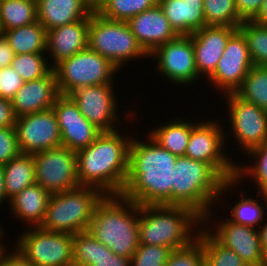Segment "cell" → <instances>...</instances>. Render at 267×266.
<instances>
[{
  "instance_id": "20",
  "label": "cell",
  "mask_w": 267,
  "mask_h": 266,
  "mask_svg": "<svg viewBox=\"0 0 267 266\" xmlns=\"http://www.w3.org/2000/svg\"><path fill=\"white\" fill-rule=\"evenodd\" d=\"M89 23L90 16L47 31L46 56L52 68L88 48Z\"/></svg>"
},
{
  "instance_id": "7",
  "label": "cell",
  "mask_w": 267,
  "mask_h": 266,
  "mask_svg": "<svg viewBox=\"0 0 267 266\" xmlns=\"http://www.w3.org/2000/svg\"><path fill=\"white\" fill-rule=\"evenodd\" d=\"M88 48L109 59L120 71L130 61L149 59L126 21L107 19L98 12L90 15Z\"/></svg>"
},
{
  "instance_id": "49",
  "label": "cell",
  "mask_w": 267,
  "mask_h": 266,
  "mask_svg": "<svg viewBox=\"0 0 267 266\" xmlns=\"http://www.w3.org/2000/svg\"><path fill=\"white\" fill-rule=\"evenodd\" d=\"M9 204V200L7 199L6 190H5V183H4V167L0 165V208L1 206ZM3 203V204H2Z\"/></svg>"
},
{
  "instance_id": "9",
  "label": "cell",
  "mask_w": 267,
  "mask_h": 266,
  "mask_svg": "<svg viewBox=\"0 0 267 266\" xmlns=\"http://www.w3.org/2000/svg\"><path fill=\"white\" fill-rule=\"evenodd\" d=\"M206 118L209 120L199 119L192 127L185 157L208 163L226 181L232 180L235 178L237 160L234 162L232 154L226 149L229 145L225 141L223 124L218 119Z\"/></svg>"
},
{
  "instance_id": "39",
  "label": "cell",
  "mask_w": 267,
  "mask_h": 266,
  "mask_svg": "<svg viewBox=\"0 0 267 266\" xmlns=\"http://www.w3.org/2000/svg\"><path fill=\"white\" fill-rule=\"evenodd\" d=\"M166 266H205V256L201 243L196 240L186 248L173 250Z\"/></svg>"
},
{
  "instance_id": "42",
  "label": "cell",
  "mask_w": 267,
  "mask_h": 266,
  "mask_svg": "<svg viewBox=\"0 0 267 266\" xmlns=\"http://www.w3.org/2000/svg\"><path fill=\"white\" fill-rule=\"evenodd\" d=\"M20 154L15 128H0V165L8 163Z\"/></svg>"
},
{
  "instance_id": "45",
  "label": "cell",
  "mask_w": 267,
  "mask_h": 266,
  "mask_svg": "<svg viewBox=\"0 0 267 266\" xmlns=\"http://www.w3.org/2000/svg\"><path fill=\"white\" fill-rule=\"evenodd\" d=\"M263 0H235L238 16L243 21L252 20L259 12Z\"/></svg>"
},
{
  "instance_id": "37",
  "label": "cell",
  "mask_w": 267,
  "mask_h": 266,
  "mask_svg": "<svg viewBox=\"0 0 267 266\" xmlns=\"http://www.w3.org/2000/svg\"><path fill=\"white\" fill-rule=\"evenodd\" d=\"M11 66L25 82L42 78L53 69L48 62L46 53L15 55Z\"/></svg>"
},
{
  "instance_id": "11",
  "label": "cell",
  "mask_w": 267,
  "mask_h": 266,
  "mask_svg": "<svg viewBox=\"0 0 267 266\" xmlns=\"http://www.w3.org/2000/svg\"><path fill=\"white\" fill-rule=\"evenodd\" d=\"M226 104V115H228V133L225 129L226 138H233L235 146H239L240 155H245L251 149L260 146L267 141V111L256 104L247 102L236 93L221 95ZM228 134L230 137H228ZM233 134V135H232ZM227 136V137H226Z\"/></svg>"
},
{
  "instance_id": "26",
  "label": "cell",
  "mask_w": 267,
  "mask_h": 266,
  "mask_svg": "<svg viewBox=\"0 0 267 266\" xmlns=\"http://www.w3.org/2000/svg\"><path fill=\"white\" fill-rule=\"evenodd\" d=\"M179 117V118H178ZM170 117L165 124L158 123V126L146 132L163 149L168 150L178 157L185 156L192 127L199 121L183 118L182 116ZM186 119V120H185ZM196 121V122H195Z\"/></svg>"
},
{
  "instance_id": "32",
  "label": "cell",
  "mask_w": 267,
  "mask_h": 266,
  "mask_svg": "<svg viewBox=\"0 0 267 266\" xmlns=\"http://www.w3.org/2000/svg\"><path fill=\"white\" fill-rule=\"evenodd\" d=\"M197 240L203 247L205 266H247L233 250L220 244L203 226Z\"/></svg>"
},
{
  "instance_id": "47",
  "label": "cell",
  "mask_w": 267,
  "mask_h": 266,
  "mask_svg": "<svg viewBox=\"0 0 267 266\" xmlns=\"http://www.w3.org/2000/svg\"><path fill=\"white\" fill-rule=\"evenodd\" d=\"M15 52L10 47L5 35L0 36V69L11 66Z\"/></svg>"
},
{
  "instance_id": "8",
  "label": "cell",
  "mask_w": 267,
  "mask_h": 266,
  "mask_svg": "<svg viewBox=\"0 0 267 266\" xmlns=\"http://www.w3.org/2000/svg\"><path fill=\"white\" fill-rule=\"evenodd\" d=\"M60 94L75 89L116 82L120 70L107 58L87 48L53 67ZM114 78V79H113ZM115 80V81H114Z\"/></svg>"
},
{
  "instance_id": "48",
  "label": "cell",
  "mask_w": 267,
  "mask_h": 266,
  "mask_svg": "<svg viewBox=\"0 0 267 266\" xmlns=\"http://www.w3.org/2000/svg\"><path fill=\"white\" fill-rule=\"evenodd\" d=\"M258 231L263 249L265 266H267V218H265L264 223L258 228Z\"/></svg>"
},
{
  "instance_id": "34",
  "label": "cell",
  "mask_w": 267,
  "mask_h": 266,
  "mask_svg": "<svg viewBox=\"0 0 267 266\" xmlns=\"http://www.w3.org/2000/svg\"><path fill=\"white\" fill-rule=\"evenodd\" d=\"M203 12L207 26L239 28L244 22L238 16L235 0H203Z\"/></svg>"
},
{
  "instance_id": "27",
  "label": "cell",
  "mask_w": 267,
  "mask_h": 266,
  "mask_svg": "<svg viewBox=\"0 0 267 266\" xmlns=\"http://www.w3.org/2000/svg\"><path fill=\"white\" fill-rule=\"evenodd\" d=\"M241 190L240 198L238 197L237 202H231L234 204L229 207L230 212L226 217L233 223L258 229L267 217V195L257 193V198H254L247 191Z\"/></svg>"
},
{
  "instance_id": "14",
  "label": "cell",
  "mask_w": 267,
  "mask_h": 266,
  "mask_svg": "<svg viewBox=\"0 0 267 266\" xmlns=\"http://www.w3.org/2000/svg\"><path fill=\"white\" fill-rule=\"evenodd\" d=\"M155 63V71L176 86L198 84L201 77L197 73L195 54L190 35H178L157 47L150 55ZM197 80V82H196Z\"/></svg>"
},
{
  "instance_id": "53",
  "label": "cell",
  "mask_w": 267,
  "mask_h": 266,
  "mask_svg": "<svg viewBox=\"0 0 267 266\" xmlns=\"http://www.w3.org/2000/svg\"><path fill=\"white\" fill-rule=\"evenodd\" d=\"M163 1H165V0H155L156 4H160Z\"/></svg>"
},
{
  "instance_id": "35",
  "label": "cell",
  "mask_w": 267,
  "mask_h": 266,
  "mask_svg": "<svg viewBox=\"0 0 267 266\" xmlns=\"http://www.w3.org/2000/svg\"><path fill=\"white\" fill-rule=\"evenodd\" d=\"M246 38L253 65L267 66V24L244 21L238 28Z\"/></svg>"
},
{
  "instance_id": "50",
  "label": "cell",
  "mask_w": 267,
  "mask_h": 266,
  "mask_svg": "<svg viewBox=\"0 0 267 266\" xmlns=\"http://www.w3.org/2000/svg\"><path fill=\"white\" fill-rule=\"evenodd\" d=\"M255 23L267 24V0H263L258 14L252 19Z\"/></svg>"
},
{
  "instance_id": "10",
  "label": "cell",
  "mask_w": 267,
  "mask_h": 266,
  "mask_svg": "<svg viewBox=\"0 0 267 266\" xmlns=\"http://www.w3.org/2000/svg\"><path fill=\"white\" fill-rule=\"evenodd\" d=\"M73 236L30 227L17 235L14 247L35 266H73Z\"/></svg>"
},
{
  "instance_id": "16",
  "label": "cell",
  "mask_w": 267,
  "mask_h": 266,
  "mask_svg": "<svg viewBox=\"0 0 267 266\" xmlns=\"http://www.w3.org/2000/svg\"><path fill=\"white\" fill-rule=\"evenodd\" d=\"M253 66L246 38L237 29L227 41L215 71L205 82H208L211 86L213 85L212 90L216 88L217 92L224 95L235 93Z\"/></svg>"
},
{
  "instance_id": "28",
  "label": "cell",
  "mask_w": 267,
  "mask_h": 266,
  "mask_svg": "<svg viewBox=\"0 0 267 266\" xmlns=\"http://www.w3.org/2000/svg\"><path fill=\"white\" fill-rule=\"evenodd\" d=\"M245 155L249 159L250 164L236 162L234 179L239 183H247L249 180L251 183L253 182L250 185L253 186L254 184L253 187H255V190L257 189L256 193L267 195V141L251 149Z\"/></svg>"
},
{
  "instance_id": "23",
  "label": "cell",
  "mask_w": 267,
  "mask_h": 266,
  "mask_svg": "<svg viewBox=\"0 0 267 266\" xmlns=\"http://www.w3.org/2000/svg\"><path fill=\"white\" fill-rule=\"evenodd\" d=\"M73 266H131V259L116 255L84 231L73 236Z\"/></svg>"
},
{
  "instance_id": "40",
  "label": "cell",
  "mask_w": 267,
  "mask_h": 266,
  "mask_svg": "<svg viewBox=\"0 0 267 266\" xmlns=\"http://www.w3.org/2000/svg\"><path fill=\"white\" fill-rule=\"evenodd\" d=\"M159 6L175 32L178 35H186L184 0H165Z\"/></svg>"
},
{
  "instance_id": "4",
  "label": "cell",
  "mask_w": 267,
  "mask_h": 266,
  "mask_svg": "<svg viewBox=\"0 0 267 266\" xmlns=\"http://www.w3.org/2000/svg\"><path fill=\"white\" fill-rule=\"evenodd\" d=\"M203 218L181 205H139V244L169 247L172 251L197 240Z\"/></svg>"
},
{
  "instance_id": "17",
  "label": "cell",
  "mask_w": 267,
  "mask_h": 266,
  "mask_svg": "<svg viewBox=\"0 0 267 266\" xmlns=\"http://www.w3.org/2000/svg\"><path fill=\"white\" fill-rule=\"evenodd\" d=\"M15 131L21 154L33 155L62 145L53 108L16 117Z\"/></svg>"
},
{
  "instance_id": "46",
  "label": "cell",
  "mask_w": 267,
  "mask_h": 266,
  "mask_svg": "<svg viewBox=\"0 0 267 266\" xmlns=\"http://www.w3.org/2000/svg\"><path fill=\"white\" fill-rule=\"evenodd\" d=\"M16 116L13 111L11 100L0 97V128H15Z\"/></svg>"
},
{
  "instance_id": "43",
  "label": "cell",
  "mask_w": 267,
  "mask_h": 266,
  "mask_svg": "<svg viewBox=\"0 0 267 266\" xmlns=\"http://www.w3.org/2000/svg\"><path fill=\"white\" fill-rule=\"evenodd\" d=\"M24 82L12 66L0 69V97L11 100Z\"/></svg>"
},
{
  "instance_id": "30",
  "label": "cell",
  "mask_w": 267,
  "mask_h": 266,
  "mask_svg": "<svg viewBox=\"0 0 267 266\" xmlns=\"http://www.w3.org/2000/svg\"><path fill=\"white\" fill-rule=\"evenodd\" d=\"M4 167V183L7 199L10 200L35 181V165L33 155L20 154L11 159Z\"/></svg>"
},
{
  "instance_id": "38",
  "label": "cell",
  "mask_w": 267,
  "mask_h": 266,
  "mask_svg": "<svg viewBox=\"0 0 267 266\" xmlns=\"http://www.w3.org/2000/svg\"><path fill=\"white\" fill-rule=\"evenodd\" d=\"M171 252L169 247L139 244L131 258V266H166Z\"/></svg>"
},
{
  "instance_id": "2",
  "label": "cell",
  "mask_w": 267,
  "mask_h": 266,
  "mask_svg": "<svg viewBox=\"0 0 267 266\" xmlns=\"http://www.w3.org/2000/svg\"><path fill=\"white\" fill-rule=\"evenodd\" d=\"M120 131L101 132L87 148L76 152L80 186L104 195H121L128 175L129 146L133 136ZM123 133V134H122ZM129 134V135H128Z\"/></svg>"
},
{
  "instance_id": "18",
  "label": "cell",
  "mask_w": 267,
  "mask_h": 266,
  "mask_svg": "<svg viewBox=\"0 0 267 266\" xmlns=\"http://www.w3.org/2000/svg\"><path fill=\"white\" fill-rule=\"evenodd\" d=\"M52 108L57 117L62 146L78 152L87 148L101 133L81 114L71 96L60 94Z\"/></svg>"
},
{
  "instance_id": "12",
  "label": "cell",
  "mask_w": 267,
  "mask_h": 266,
  "mask_svg": "<svg viewBox=\"0 0 267 266\" xmlns=\"http://www.w3.org/2000/svg\"><path fill=\"white\" fill-rule=\"evenodd\" d=\"M117 83H107L95 86H85L75 89L69 96L77 103L81 114L101 132H110L119 129L123 125V117L127 121L137 120V112L132 108L121 117L118 110L116 89ZM132 109V110H131ZM126 114V115H125ZM129 118V119H128ZM132 119V120H131ZM120 122V123H119ZM122 122V123H121ZM118 124V125H117Z\"/></svg>"
},
{
  "instance_id": "6",
  "label": "cell",
  "mask_w": 267,
  "mask_h": 266,
  "mask_svg": "<svg viewBox=\"0 0 267 266\" xmlns=\"http://www.w3.org/2000/svg\"><path fill=\"white\" fill-rule=\"evenodd\" d=\"M104 196L97 188L85 186L51 194L40 228L72 235L88 231L95 207Z\"/></svg>"
},
{
  "instance_id": "29",
  "label": "cell",
  "mask_w": 267,
  "mask_h": 266,
  "mask_svg": "<svg viewBox=\"0 0 267 266\" xmlns=\"http://www.w3.org/2000/svg\"><path fill=\"white\" fill-rule=\"evenodd\" d=\"M3 34L16 55L46 53L47 31L38 21L4 31Z\"/></svg>"
},
{
  "instance_id": "51",
  "label": "cell",
  "mask_w": 267,
  "mask_h": 266,
  "mask_svg": "<svg viewBox=\"0 0 267 266\" xmlns=\"http://www.w3.org/2000/svg\"><path fill=\"white\" fill-rule=\"evenodd\" d=\"M109 0H86V3L92 12H97Z\"/></svg>"
},
{
  "instance_id": "1",
  "label": "cell",
  "mask_w": 267,
  "mask_h": 266,
  "mask_svg": "<svg viewBox=\"0 0 267 266\" xmlns=\"http://www.w3.org/2000/svg\"><path fill=\"white\" fill-rule=\"evenodd\" d=\"M140 138L134 131L121 195L139 205H172L173 169L178 156L163 149L146 132Z\"/></svg>"
},
{
  "instance_id": "21",
  "label": "cell",
  "mask_w": 267,
  "mask_h": 266,
  "mask_svg": "<svg viewBox=\"0 0 267 266\" xmlns=\"http://www.w3.org/2000/svg\"><path fill=\"white\" fill-rule=\"evenodd\" d=\"M127 23L139 44L149 55L157 47L178 36L159 4L135 15Z\"/></svg>"
},
{
  "instance_id": "3",
  "label": "cell",
  "mask_w": 267,
  "mask_h": 266,
  "mask_svg": "<svg viewBox=\"0 0 267 266\" xmlns=\"http://www.w3.org/2000/svg\"><path fill=\"white\" fill-rule=\"evenodd\" d=\"M240 184L235 179L226 181L208 163L180 156L173 169L172 205L191 208L204 218L217 203L223 208L227 192L237 189L236 193Z\"/></svg>"
},
{
  "instance_id": "15",
  "label": "cell",
  "mask_w": 267,
  "mask_h": 266,
  "mask_svg": "<svg viewBox=\"0 0 267 266\" xmlns=\"http://www.w3.org/2000/svg\"><path fill=\"white\" fill-rule=\"evenodd\" d=\"M213 210L203 218V227L220 244L233 250L247 266H265L258 229L233 223L227 217L219 219L220 216H214L217 211Z\"/></svg>"
},
{
  "instance_id": "54",
  "label": "cell",
  "mask_w": 267,
  "mask_h": 266,
  "mask_svg": "<svg viewBox=\"0 0 267 266\" xmlns=\"http://www.w3.org/2000/svg\"><path fill=\"white\" fill-rule=\"evenodd\" d=\"M3 35V29L1 27V24H0V36Z\"/></svg>"
},
{
  "instance_id": "31",
  "label": "cell",
  "mask_w": 267,
  "mask_h": 266,
  "mask_svg": "<svg viewBox=\"0 0 267 266\" xmlns=\"http://www.w3.org/2000/svg\"><path fill=\"white\" fill-rule=\"evenodd\" d=\"M38 21L33 0H0V24L4 31Z\"/></svg>"
},
{
  "instance_id": "33",
  "label": "cell",
  "mask_w": 267,
  "mask_h": 266,
  "mask_svg": "<svg viewBox=\"0 0 267 266\" xmlns=\"http://www.w3.org/2000/svg\"><path fill=\"white\" fill-rule=\"evenodd\" d=\"M235 93L267 111V66L254 65Z\"/></svg>"
},
{
  "instance_id": "52",
  "label": "cell",
  "mask_w": 267,
  "mask_h": 266,
  "mask_svg": "<svg viewBox=\"0 0 267 266\" xmlns=\"http://www.w3.org/2000/svg\"><path fill=\"white\" fill-rule=\"evenodd\" d=\"M0 225V247L4 244L3 240H5V236H7L5 233V230L3 229V226Z\"/></svg>"
},
{
  "instance_id": "25",
  "label": "cell",
  "mask_w": 267,
  "mask_h": 266,
  "mask_svg": "<svg viewBox=\"0 0 267 266\" xmlns=\"http://www.w3.org/2000/svg\"><path fill=\"white\" fill-rule=\"evenodd\" d=\"M38 22L46 31L88 18L86 0H36Z\"/></svg>"
},
{
  "instance_id": "44",
  "label": "cell",
  "mask_w": 267,
  "mask_h": 266,
  "mask_svg": "<svg viewBox=\"0 0 267 266\" xmlns=\"http://www.w3.org/2000/svg\"><path fill=\"white\" fill-rule=\"evenodd\" d=\"M7 243L0 247V266H35L27 261L14 246L7 248ZM6 246V247H5ZM8 249V250H7ZM11 249L12 251H9Z\"/></svg>"
},
{
  "instance_id": "24",
  "label": "cell",
  "mask_w": 267,
  "mask_h": 266,
  "mask_svg": "<svg viewBox=\"0 0 267 266\" xmlns=\"http://www.w3.org/2000/svg\"><path fill=\"white\" fill-rule=\"evenodd\" d=\"M50 196L51 194L37 183L27 186L9 200L10 215L17 219L16 222L20 220L21 224H28L26 228L40 227Z\"/></svg>"
},
{
  "instance_id": "22",
  "label": "cell",
  "mask_w": 267,
  "mask_h": 266,
  "mask_svg": "<svg viewBox=\"0 0 267 266\" xmlns=\"http://www.w3.org/2000/svg\"><path fill=\"white\" fill-rule=\"evenodd\" d=\"M60 95L53 69L44 77L26 81L11 99L16 117L51 109Z\"/></svg>"
},
{
  "instance_id": "36",
  "label": "cell",
  "mask_w": 267,
  "mask_h": 266,
  "mask_svg": "<svg viewBox=\"0 0 267 266\" xmlns=\"http://www.w3.org/2000/svg\"><path fill=\"white\" fill-rule=\"evenodd\" d=\"M155 5V0H109L97 12L104 18L127 22Z\"/></svg>"
},
{
  "instance_id": "41",
  "label": "cell",
  "mask_w": 267,
  "mask_h": 266,
  "mask_svg": "<svg viewBox=\"0 0 267 266\" xmlns=\"http://www.w3.org/2000/svg\"><path fill=\"white\" fill-rule=\"evenodd\" d=\"M186 35L207 26L203 12V0H184Z\"/></svg>"
},
{
  "instance_id": "5",
  "label": "cell",
  "mask_w": 267,
  "mask_h": 266,
  "mask_svg": "<svg viewBox=\"0 0 267 266\" xmlns=\"http://www.w3.org/2000/svg\"><path fill=\"white\" fill-rule=\"evenodd\" d=\"M139 204L122 195H105L97 204L89 233L116 255L132 258L139 246Z\"/></svg>"
},
{
  "instance_id": "19",
  "label": "cell",
  "mask_w": 267,
  "mask_h": 266,
  "mask_svg": "<svg viewBox=\"0 0 267 266\" xmlns=\"http://www.w3.org/2000/svg\"><path fill=\"white\" fill-rule=\"evenodd\" d=\"M237 29L229 26H205L190 35L197 73L202 81L215 71L227 41Z\"/></svg>"
},
{
  "instance_id": "13",
  "label": "cell",
  "mask_w": 267,
  "mask_h": 266,
  "mask_svg": "<svg viewBox=\"0 0 267 266\" xmlns=\"http://www.w3.org/2000/svg\"><path fill=\"white\" fill-rule=\"evenodd\" d=\"M35 181L49 194L80 187L75 151L59 146L33 154Z\"/></svg>"
}]
</instances>
